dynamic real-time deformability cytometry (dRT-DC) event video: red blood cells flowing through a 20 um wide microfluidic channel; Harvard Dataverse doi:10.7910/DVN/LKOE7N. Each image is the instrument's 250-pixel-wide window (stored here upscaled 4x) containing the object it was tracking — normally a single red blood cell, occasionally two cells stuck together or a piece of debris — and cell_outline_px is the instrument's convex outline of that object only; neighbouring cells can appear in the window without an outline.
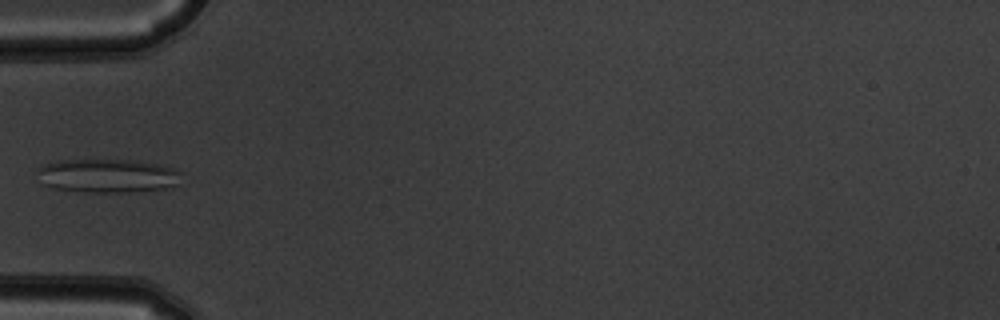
{"species": "common noctule bat (a hibernating species)", "species_latin": "Nyctalus noctula", "temperature_condition": "warm", "stored_images_in_passage": 5, "camera_frame_rate_fps": 3000, "um_per_image_px": 0.085, "animal": {"sex": "male", "body_mass_g": 19.5, "forearm_length_mm": 54.6}, "frame": {"image": 1, "passage_image": 5, "time_ms": 1.333, "image_size_px": [1000, 320], "cell_outline_px": [[180, 172], [176, 184], [172, 188], [124, 192], [84, 192], [52, 188], [44, 184], [36, 168], [40, 164], [52, 160], [140, 160], [172, 168]], "centroid_in_image_um": [9.08, 14.93], "position_along_channel_um": 75.9, "area_um2": 28.44}}